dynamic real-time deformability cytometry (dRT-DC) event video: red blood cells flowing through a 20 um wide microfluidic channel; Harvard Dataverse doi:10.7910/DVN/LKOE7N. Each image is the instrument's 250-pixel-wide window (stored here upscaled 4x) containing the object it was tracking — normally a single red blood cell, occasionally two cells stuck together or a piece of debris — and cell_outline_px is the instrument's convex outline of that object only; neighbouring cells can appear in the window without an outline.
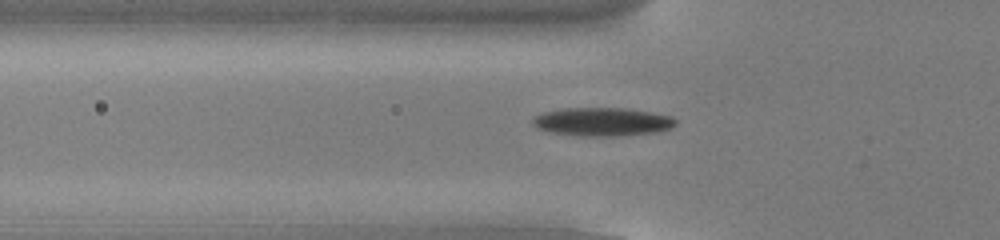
{"species": "common noctule bat (a hibernating species)", "species_latin": "Nyctalus noctula", "temperature_condition": "cold", "stored_images_in_passage": 54, "camera_frame_rate_fps": 3000, "um_per_image_px": 0.085, "animal": {"sex": "male", "body_mass_g": 13.0, "forearm_length_mm": 53.1}, "frame": {"image": 1, "passage_image": 19, "time_ms": 6.0, "image_size_px": [1000, 240], "cell_outline_px": [[676, 124], [672, 128], [656, 132], [616, 136], [576, 136], [552, 132], [536, 128], [532, 124], [532, 120], [536, 116], [544, 112], [564, 108], [628, 108], [652, 112], [672, 116], [676, 120]], "centroid_in_image_um": [51.22, 10.35], "position_along_channel_um": 74.6, "area_um2": 23.81}}
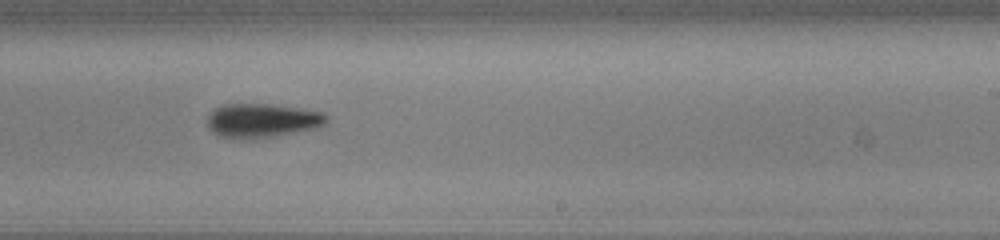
{"frame": {"image": 2, "passage_image": 34, "time_ms": 11.0, "image_size_px": [1000, 240], "cell_outline_px": [[328, 120], [320, 128], [256, 140], [236, 140], [220, 136], [212, 132], [208, 128], [208, 116], [216, 108], [224, 104], [268, 104], [324, 112], [328, 116]], "centroid_in_image_um": [22.3, 10.29], "position_along_channel_um": 266.7, "area_um2": 24.16}}
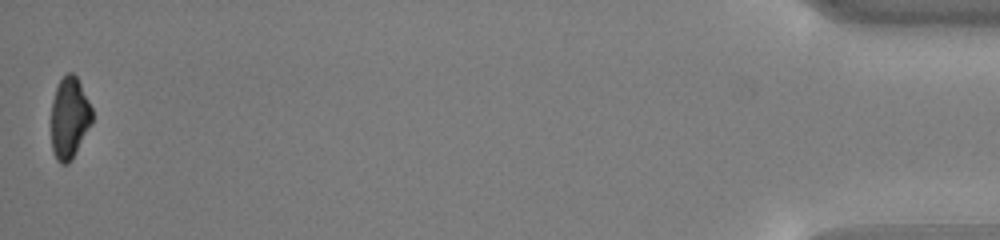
{"frame": {"image": 3, "passage_image": 54, "time_ms": 17.667, "image_size_px": [1000, 240], "cell_outline_px": [[92, 124], [72, 160], [68, 164], [60, 164], [56, 160], [52, 152], [52, 100], [56, 88], [60, 80], [68, 72], [72, 72], [76, 76], [92, 108]], "centroid_in_image_um": [5.9, 10.07], "position_along_channel_um": 429.3, "area_um2": 19.48}, "authors_computed_cell_mechanics": {"area_um2": 21.5305, "velocity_mm_per_s": 3.8401, "shape_relaxation_time_tau1_ms": 2.588, "shape_relaxation_time_tau2_ms": 11.3151, "deformation_change_tau1": 0.1458, "deformation_change_tau2": 0.2194}}